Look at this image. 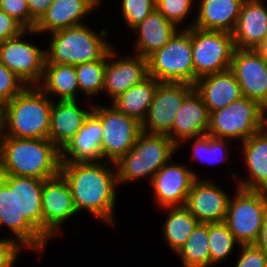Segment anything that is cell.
<instances>
[{
	"instance_id": "obj_29",
	"label": "cell",
	"mask_w": 267,
	"mask_h": 267,
	"mask_svg": "<svg viewBox=\"0 0 267 267\" xmlns=\"http://www.w3.org/2000/svg\"><path fill=\"white\" fill-rule=\"evenodd\" d=\"M159 81L148 76L126 92L120 94L110 104L119 112L136 119L142 124L153 101Z\"/></svg>"
},
{
	"instance_id": "obj_39",
	"label": "cell",
	"mask_w": 267,
	"mask_h": 267,
	"mask_svg": "<svg viewBox=\"0 0 267 267\" xmlns=\"http://www.w3.org/2000/svg\"><path fill=\"white\" fill-rule=\"evenodd\" d=\"M0 9L25 29H34L36 21L30 16L27 0H0Z\"/></svg>"
},
{
	"instance_id": "obj_12",
	"label": "cell",
	"mask_w": 267,
	"mask_h": 267,
	"mask_svg": "<svg viewBox=\"0 0 267 267\" xmlns=\"http://www.w3.org/2000/svg\"><path fill=\"white\" fill-rule=\"evenodd\" d=\"M26 35L33 37L39 34L35 30L25 29L19 35L0 42V62L26 86H38L44 73L45 49L26 41Z\"/></svg>"
},
{
	"instance_id": "obj_10",
	"label": "cell",
	"mask_w": 267,
	"mask_h": 267,
	"mask_svg": "<svg viewBox=\"0 0 267 267\" xmlns=\"http://www.w3.org/2000/svg\"><path fill=\"white\" fill-rule=\"evenodd\" d=\"M4 226L10 230L11 238L33 252L41 254L49 242L19 214L18 176L0 175V230Z\"/></svg>"
},
{
	"instance_id": "obj_20",
	"label": "cell",
	"mask_w": 267,
	"mask_h": 267,
	"mask_svg": "<svg viewBox=\"0 0 267 267\" xmlns=\"http://www.w3.org/2000/svg\"><path fill=\"white\" fill-rule=\"evenodd\" d=\"M102 133L101 119L91 111L79 131L60 150L61 163L104 161Z\"/></svg>"
},
{
	"instance_id": "obj_25",
	"label": "cell",
	"mask_w": 267,
	"mask_h": 267,
	"mask_svg": "<svg viewBox=\"0 0 267 267\" xmlns=\"http://www.w3.org/2000/svg\"><path fill=\"white\" fill-rule=\"evenodd\" d=\"M194 89L202 97L210 113L243 97L241 87L231 69L199 78Z\"/></svg>"
},
{
	"instance_id": "obj_45",
	"label": "cell",
	"mask_w": 267,
	"mask_h": 267,
	"mask_svg": "<svg viewBox=\"0 0 267 267\" xmlns=\"http://www.w3.org/2000/svg\"><path fill=\"white\" fill-rule=\"evenodd\" d=\"M255 50L267 60V36L256 47Z\"/></svg>"
},
{
	"instance_id": "obj_30",
	"label": "cell",
	"mask_w": 267,
	"mask_h": 267,
	"mask_svg": "<svg viewBox=\"0 0 267 267\" xmlns=\"http://www.w3.org/2000/svg\"><path fill=\"white\" fill-rule=\"evenodd\" d=\"M159 209L167 211L162 227V235L166 242L165 244L176 254L199 224V221L185 206Z\"/></svg>"
},
{
	"instance_id": "obj_23",
	"label": "cell",
	"mask_w": 267,
	"mask_h": 267,
	"mask_svg": "<svg viewBox=\"0 0 267 267\" xmlns=\"http://www.w3.org/2000/svg\"><path fill=\"white\" fill-rule=\"evenodd\" d=\"M232 36L236 49H256L267 36L264 0H244Z\"/></svg>"
},
{
	"instance_id": "obj_40",
	"label": "cell",
	"mask_w": 267,
	"mask_h": 267,
	"mask_svg": "<svg viewBox=\"0 0 267 267\" xmlns=\"http://www.w3.org/2000/svg\"><path fill=\"white\" fill-rule=\"evenodd\" d=\"M235 267H267V253L256 244H240Z\"/></svg>"
},
{
	"instance_id": "obj_35",
	"label": "cell",
	"mask_w": 267,
	"mask_h": 267,
	"mask_svg": "<svg viewBox=\"0 0 267 267\" xmlns=\"http://www.w3.org/2000/svg\"><path fill=\"white\" fill-rule=\"evenodd\" d=\"M208 236L210 267L227 260L226 258L234 252L235 246H240V243L235 239L225 222L208 223Z\"/></svg>"
},
{
	"instance_id": "obj_16",
	"label": "cell",
	"mask_w": 267,
	"mask_h": 267,
	"mask_svg": "<svg viewBox=\"0 0 267 267\" xmlns=\"http://www.w3.org/2000/svg\"><path fill=\"white\" fill-rule=\"evenodd\" d=\"M172 160L173 158L149 182L154 190V203L160 208L185 206L193 181L201 176L184 164L174 163Z\"/></svg>"
},
{
	"instance_id": "obj_3",
	"label": "cell",
	"mask_w": 267,
	"mask_h": 267,
	"mask_svg": "<svg viewBox=\"0 0 267 267\" xmlns=\"http://www.w3.org/2000/svg\"><path fill=\"white\" fill-rule=\"evenodd\" d=\"M53 100L38 86H27L4 107V135L46 139Z\"/></svg>"
},
{
	"instance_id": "obj_46",
	"label": "cell",
	"mask_w": 267,
	"mask_h": 267,
	"mask_svg": "<svg viewBox=\"0 0 267 267\" xmlns=\"http://www.w3.org/2000/svg\"><path fill=\"white\" fill-rule=\"evenodd\" d=\"M4 135V107L0 105V140Z\"/></svg>"
},
{
	"instance_id": "obj_11",
	"label": "cell",
	"mask_w": 267,
	"mask_h": 267,
	"mask_svg": "<svg viewBox=\"0 0 267 267\" xmlns=\"http://www.w3.org/2000/svg\"><path fill=\"white\" fill-rule=\"evenodd\" d=\"M92 111L101 119V151L104 161L116 163L134 146L141 123L119 112L113 105L94 103Z\"/></svg>"
},
{
	"instance_id": "obj_17",
	"label": "cell",
	"mask_w": 267,
	"mask_h": 267,
	"mask_svg": "<svg viewBox=\"0 0 267 267\" xmlns=\"http://www.w3.org/2000/svg\"><path fill=\"white\" fill-rule=\"evenodd\" d=\"M230 69L243 94L267 111V60L255 49H235Z\"/></svg>"
},
{
	"instance_id": "obj_6",
	"label": "cell",
	"mask_w": 267,
	"mask_h": 267,
	"mask_svg": "<svg viewBox=\"0 0 267 267\" xmlns=\"http://www.w3.org/2000/svg\"><path fill=\"white\" fill-rule=\"evenodd\" d=\"M267 125V111L257 102L241 97L212 111L207 134L242 143Z\"/></svg>"
},
{
	"instance_id": "obj_4",
	"label": "cell",
	"mask_w": 267,
	"mask_h": 267,
	"mask_svg": "<svg viewBox=\"0 0 267 267\" xmlns=\"http://www.w3.org/2000/svg\"><path fill=\"white\" fill-rule=\"evenodd\" d=\"M108 30L99 33L81 24L50 33L45 63L78 65L100 60L114 45L106 40Z\"/></svg>"
},
{
	"instance_id": "obj_21",
	"label": "cell",
	"mask_w": 267,
	"mask_h": 267,
	"mask_svg": "<svg viewBox=\"0 0 267 267\" xmlns=\"http://www.w3.org/2000/svg\"><path fill=\"white\" fill-rule=\"evenodd\" d=\"M102 0H53L52 4L36 22L35 30L38 34L52 32L81 25L87 14L103 3ZM83 18V19H82Z\"/></svg>"
},
{
	"instance_id": "obj_44",
	"label": "cell",
	"mask_w": 267,
	"mask_h": 267,
	"mask_svg": "<svg viewBox=\"0 0 267 267\" xmlns=\"http://www.w3.org/2000/svg\"><path fill=\"white\" fill-rule=\"evenodd\" d=\"M255 244L267 253V210L263 217L259 238Z\"/></svg>"
},
{
	"instance_id": "obj_1",
	"label": "cell",
	"mask_w": 267,
	"mask_h": 267,
	"mask_svg": "<svg viewBox=\"0 0 267 267\" xmlns=\"http://www.w3.org/2000/svg\"><path fill=\"white\" fill-rule=\"evenodd\" d=\"M60 173L68 182L77 213L87 211L98 221L115 228L118 190L115 163H61Z\"/></svg>"
},
{
	"instance_id": "obj_2",
	"label": "cell",
	"mask_w": 267,
	"mask_h": 267,
	"mask_svg": "<svg viewBox=\"0 0 267 267\" xmlns=\"http://www.w3.org/2000/svg\"><path fill=\"white\" fill-rule=\"evenodd\" d=\"M60 149L46 139L13 138L0 140V175L49 179L60 173Z\"/></svg>"
},
{
	"instance_id": "obj_9",
	"label": "cell",
	"mask_w": 267,
	"mask_h": 267,
	"mask_svg": "<svg viewBox=\"0 0 267 267\" xmlns=\"http://www.w3.org/2000/svg\"><path fill=\"white\" fill-rule=\"evenodd\" d=\"M194 84L206 75L231 67L235 44L232 33L191 27Z\"/></svg>"
},
{
	"instance_id": "obj_28",
	"label": "cell",
	"mask_w": 267,
	"mask_h": 267,
	"mask_svg": "<svg viewBox=\"0 0 267 267\" xmlns=\"http://www.w3.org/2000/svg\"><path fill=\"white\" fill-rule=\"evenodd\" d=\"M38 87L52 100H77L80 88L74 65L45 63Z\"/></svg>"
},
{
	"instance_id": "obj_8",
	"label": "cell",
	"mask_w": 267,
	"mask_h": 267,
	"mask_svg": "<svg viewBox=\"0 0 267 267\" xmlns=\"http://www.w3.org/2000/svg\"><path fill=\"white\" fill-rule=\"evenodd\" d=\"M229 199L225 223L240 244H255L267 210V191L236 186Z\"/></svg>"
},
{
	"instance_id": "obj_13",
	"label": "cell",
	"mask_w": 267,
	"mask_h": 267,
	"mask_svg": "<svg viewBox=\"0 0 267 267\" xmlns=\"http://www.w3.org/2000/svg\"><path fill=\"white\" fill-rule=\"evenodd\" d=\"M41 204L42 235L51 241L62 233L61 226L78 214L70 186L61 173L43 182Z\"/></svg>"
},
{
	"instance_id": "obj_41",
	"label": "cell",
	"mask_w": 267,
	"mask_h": 267,
	"mask_svg": "<svg viewBox=\"0 0 267 267\" xmlns=\"http://www.w3.org/2000/svg\"><path fill=\"white\" fill-rule=\"evenodd\" d=\"M25 248L11 237H0V267H15Z\"/></svg>"
},
{
	"instance_id": "obj_24",
	"label": "cell",
	"mask_w": 267,
	"mask_h": 267,
	"mask_svg": "<svg viewBox=\"0 0 267 267\" xmlns=\"http://www.w3.org/2000/svg\"><path fill=\"white\" fill-rule=\"evenodd\" d=\"M210 112L202 97L194 89L183 101L167 135L176 145L182 140L207 134Z\"/></svg>"
},
{
	"instance_id": "obj_22",
	"label": "cell",
	"mask_w": 267,
	"mask_h": 267,
	"mask_svg": "<svg viewBox=\"0 0 267 267\" xmlns=\"http://www.w3.org/2000/svg\"><path fill=\"white\" fill-rule=\"evenodd\" d=\"M77 102L78 100H53L48 139L60 150L79 131L94 106V102L88 101V107L83 109L79 104L81 102Z\"/></svg>"
},
{
	"instance_id": "obj_33",
	"label": "cell",
	"mask_w": 267,
	"mask_h": 267,
	"mask_svg": "<svg viewBox=\"0 0 267 267\" xmlns=\"http://www.w3.org/2000/svg\"><path fill=\"white\" fill-rule=\"evenodd\" d=\"M176 255L183 267H210L208 224L199 223Z\"/></svg>"
},
{
	"instance_id": "obj_37",
	"label": "cell",
	"mask_w": 267,
	"mask_h": 267,
	"mask_svg": "<svg viewBox=\"0 0 267 267\" xmlns=\"http://www.w3.org/2000/svg\"><path fill=\"white\" fill-rule=\"evenodd\" d=\"M195 0H158L156 9L169 21L173 22L178 28L187 21L192 14Z\"/></svg>"
},
{
	"instance_id": "obj_26",
	"label": "cell",
	"mask_w": 267,
	"mask_h": 267,
	"mask_svg": "<svg viewBox=\"0 0 267 267\" xmlns=\"http://www.w3.org/2000/svg\"><path fill=\"white\" fill-rule=\"evenodd\" d=\"M243 2L244 0H199L194 20L185 29L194 26L202 30L232 33Z\"/></svg>"
},
{
	"instance_id": "obj_18",
	"label": "cell",
	"mask_w": 267,
	"mask_h": 267,
	"mask_svg": "<svg viewBox=\"0 0 267 267\" xmlns=\"http://www.w3.org/2000/svg\"><path fill=\"white\" fill-rule=\"evenodd\" d=\"M230 197L218 184L201 177L193 181L185 207L199 223L225 222Z\"/></svg>"
},
{
	"instance_id": "obj_34",
	"label": "cell",
	"mask_w": 267,
	"mask_h": 267,
	"mask_svg": "<svg viewBox=\"0 0 267 267\" xmlns=\"http://www.w3.org/2000/svg\"><path fill=\"white\" fill-rule=\"evenodd\" d=\"M105 67L106 54L100 60L75 65L80 92L87 102H93L103 92Z\"/></svg>"
},
{
	"instance_id": "obj_5",
	"label": "cell",
	"mask_w": 267,
	"mask_h": 267,
	"mask_svg": "<svg viewBox=\"0 0 267 267\" xmlns=\"http://www.w3.org/2000/svg\"><path fill=\"white\" fill-rule=\"evenodd\" d=\"M177 145L163 134L141 131L134 146L116 163L118 186L153 176L174 158Z\"/></svg>"
},
{
	"instance_id": "obj_32",
	"label": "cell",
	"mask_w": 267,
	"mask_h": 267,
	"mask_svg": "<svg viewBox=\"0 0 267 267\" xmlns=\"http://www.w3.org/2000/svg\"><path fill=\"white\" fill-rule=\"evenodd\" d=\"M231 142L234 141L203 134L182 140L177 145V150L184 144L192 143L191 160L203 162L205 165L221 164L230 158L228 144Z\"/></svg>"
},
{
	"instance_id": "obj_19",
	"label": "cell",
	"mask_w": 267,
	"mask_h": 267,
	"mask_svg": "<svg viewBox=\"0 0 267 267\" xmlns=\"http://www.w3.org/2000/svg\"><path fill=\"white\" fill-rule=\"evenodd\" d=\"M242 160L247 178L232 174L237 187L246 190L267 191V125L242 142ZM247 168V169H246ZM238 180H237V179Z\"/></svg>"
},
{
	"instance_id": "obj_31",
	"label": "cell",
	"mask_w": 267,
	"mask_h": 267,
	"mask_svg": "<svg viewBox=\"0 0 267 267\" xmlns=\"http://www.w3.org/2000/svg\"><path fill=\"white\" fill-rule=\"evenodd\" d=\"M45 180L18 176L19 214L42 234V188Z\"/></svg>"
},
{
	"instance_id": "obj_14",
	"label": "cell",
	"mask_w": 267,
	"mask_h": 267,
	"mask_svg": "<svg viewBox=\"0 0 267 267\" xmlns=\"http://www.w3.org/2000/svg\"><path fill=\"white\" fill-rule=\"evenodd\" d=\"M193 90L194 85L188 83L159 82L146 118L141 124V131L168 135L177 111Z\"/></svg>"
},
{
	"instance_id": "obj_38",
	"label": "cell",
	"mask_w": 267,
	"mask_h": 267,
	"mask_svg": "<svg viewBox=\"0 0 267 267\" xmlns=\"http://www.w3.org/2000/svg\"><path fill=\"white\" fill-rule=\"evenodd\" d=\"M26 87V84L15 73L0 62V105L7 104Z\"/></svg>"
},
{
	"instance_id": "obj_36",
	"label": "cell",
	"mask_w": 267,
	"mask_h": 267,
	"mask_svg": "<svg viewBox=\"0 0 267 267\" xmlns=\"http://www.w3.org/2000/svg\"><path fill=\"white\" fill-rule=\"evenodd\" d=\"M120 7L125 26L133 29L156 9V2L154 0H121Z\"/></svg>"
},
{
	"instance_id": "obj_27",
	"label": "cell",
	"mask_w": 267,
	"mask_h": 267,
	"mask_svg": "<svg viewBox=\"0 0 267 267\" xmlns=\"http://www.w3.org/2000/svg\"><path fill=\"white\" fill-rule=\"evenodd\" d=\"M133 30L137 35L133 54L147 58L167 44L179 28L154 9Z\"/></svg>"
},
{
	"instance_id": "obj_15",
	"label": "cell",
	"mask_w": 267,
	"mask_h": 267,
	"mask_svg": "<svg viewBox=\"0 0 267 267\" xmlns=\"http://www.w3.org/2000/svg\"><path fill=\"white\" fill-rule=\"evenodd\" d=\"M113 46L106 53L103 93L111 102L120 94L149 76L147 58L140 55L120 56ZM110 97V99H109Z\"/></svg>"
},
{
	"instance_id": "obj_43",
	"label": "cell",
	"mask_w": 267,
	"mask_h": 267,
	"mask_svg": "<svg viewBox=\"0 0 267 267\" xmlns=\"http://www.w3.org/2000/svg\"><path fill=\"white\" fill-rule=\"evenodd\" d=\"M52 2L53 0H27L30 16L37 22Z\"/></svg>"
},
{
	"instance_id": "obj_7",
	"label": "cell",
	"mask_w": 267,
	"mask_h": 267,
	"mask_svg": "<svg viewBox=\"0 0 267 267\" xmlns=\"http://www.w3.org/2000/svg\"><path fill=\"white\" fill-rule=\"evenodd\" d=\"M149 76L159 82L194 85L191 27L179 29L161 49L147 57Z\"/></svg>"
},
{
	"instance_id": "obj_42",
	"label": "cell",
	"mask_w": 267,
	"mask_h": 267,
	"mask_svg": "<svg viewBox=\"0 0 267 267\" xmlns=\"http://www.w3.org/2000/svg\"><path fill=\"white\" fill-rule=\"evenodd\" d=\"M24 30L19 22L0 9V42L15 37Z\"/></svg>"
}]
</instances>
